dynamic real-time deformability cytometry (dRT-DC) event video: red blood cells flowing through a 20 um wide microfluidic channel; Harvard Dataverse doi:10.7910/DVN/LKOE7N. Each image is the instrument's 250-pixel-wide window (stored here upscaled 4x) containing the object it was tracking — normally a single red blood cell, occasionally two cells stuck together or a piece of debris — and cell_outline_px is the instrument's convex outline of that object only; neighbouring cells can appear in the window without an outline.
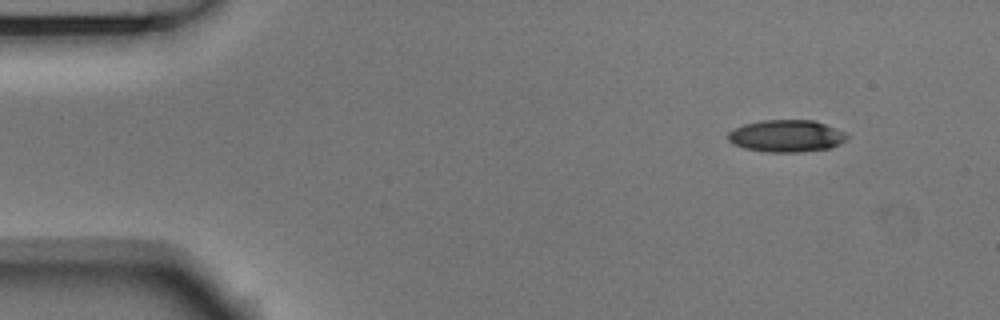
{"species": "Egyptian fruit bat (a non-hibernating species)", "species_latin": "Rousettus aegyptiacus", "temperature_condition": "room temperature", "stored_images_in_passage": 4, "camera_frame_rate_fps": 3000, "um_per_image_px": 0.085, "animal": {"sex": "male"}, "frame": {"image": 1, "passage_image": 1, "time_ms": 0.0, "image_size_px": [1000, 320], "cell_outline_px": [[848, 136], [840, 144], [832, 148], [804, 152], [768, 152], [744, 148], [732, 144], [728, 140], [728, 132], [732, 128], [744, 124], [764, 120], [816, 120], [844, 132]], "centroid_in_image_um": [66.83, 11.56], "position_along_channel_um": 18.2, "area_um2": 22.43}}
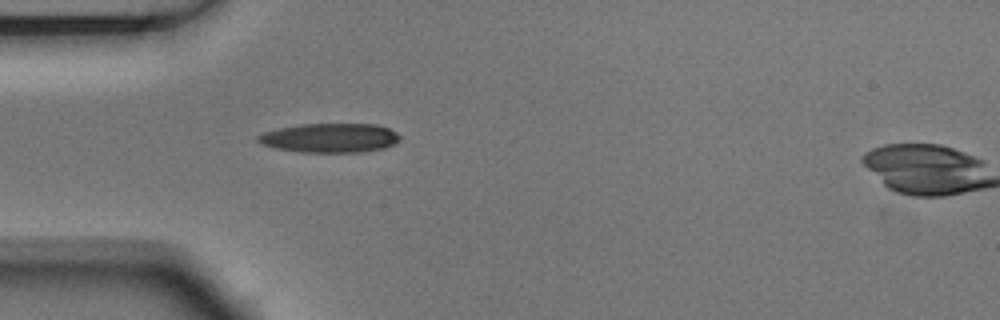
{"frame": {"image": 2, "passage_image": 3, "time_ms": 0.667, "image_size_px": [1000, 320], "cell_outline_px": [[400, 140], [396, 144], [384, 148], [360, 152], [300, 152], [276, 148], [260, 144], [256, 140], [256, 136], [264, 132], [280, 128], [300, 124], [376, 124], [388, 128], [396, 132], [400, 136]], "centroid_in_image_um": [28.04, 11.72], "position_along_channel_um": 57.0, "area_um2": 24.28}}